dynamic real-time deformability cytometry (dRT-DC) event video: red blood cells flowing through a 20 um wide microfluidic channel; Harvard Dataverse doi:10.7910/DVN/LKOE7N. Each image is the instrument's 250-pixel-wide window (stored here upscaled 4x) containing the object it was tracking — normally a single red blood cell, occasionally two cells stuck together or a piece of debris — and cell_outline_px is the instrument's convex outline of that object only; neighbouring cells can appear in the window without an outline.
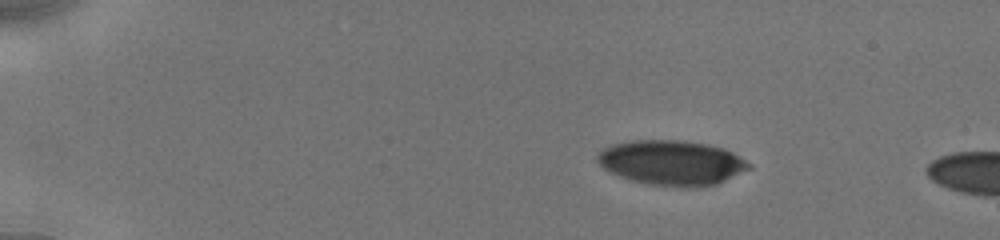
{"species": "human", "species_latin": "Homo sapiens", "temperature_condition": "cold", "stored_images_in_passage": 11, "camera_frame_rate_fps": 3000, "um_per_image_px": 0.085, "donor": {"sex": "male"}, "frame": {"image": 1, "passage_image": 1, "time_ms": 0.0, "image_size_px": [1000, 240], "cell_outline_px": [[752, 168], [716, 184], [696, 188], [676, 188], [648, 184], [628, 180], [604, 168], [596, 160], [596, 152], [612, 144], [632, 140], [684, 140], [708, 144], [724, 148], [732, 152], [752, 164]], "centroid_in_image_um": [57.1, 13.84], "position_along_channel_um": 27.9, "area_um2": 40.17}}